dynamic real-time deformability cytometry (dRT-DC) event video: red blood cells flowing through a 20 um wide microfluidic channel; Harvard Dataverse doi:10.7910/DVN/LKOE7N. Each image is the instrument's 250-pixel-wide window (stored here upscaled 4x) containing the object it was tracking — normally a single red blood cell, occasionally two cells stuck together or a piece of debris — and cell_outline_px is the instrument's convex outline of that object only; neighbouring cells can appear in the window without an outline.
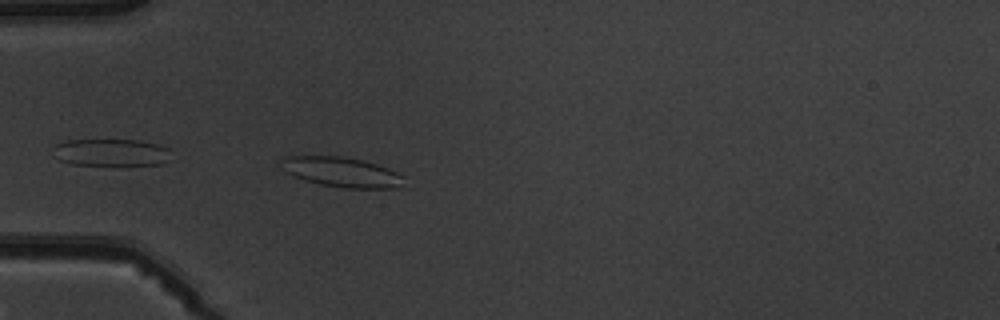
{"species": "common noctule bat (a hibernating species)", "species_latin": "Nyctalus noctula", "temperature_condition": "warm", "stored_images_in_passage": 5, "camera_frame_rate_fps": 3000, "um_per_image_px": 0.085, "animal": {"sex": "male", "body_mass_g": 19.5, "forearm_length_mm": 54.6}, "frame": {"image": 1, "passage_image": 5, "time_ms": 4.667, "image_size_px": [1000, 320], "cell_outline_px": [[404, 176], [400, 184], [392, 188], [344, 188], [320, 184], [284, 172], [284, 156], [340, 156], [364, 160], [388, 168]], "centroid_in_image_um": [29.06, 14.62], "position_along_channel_um": 55.9, "area_um2": 20.87}}